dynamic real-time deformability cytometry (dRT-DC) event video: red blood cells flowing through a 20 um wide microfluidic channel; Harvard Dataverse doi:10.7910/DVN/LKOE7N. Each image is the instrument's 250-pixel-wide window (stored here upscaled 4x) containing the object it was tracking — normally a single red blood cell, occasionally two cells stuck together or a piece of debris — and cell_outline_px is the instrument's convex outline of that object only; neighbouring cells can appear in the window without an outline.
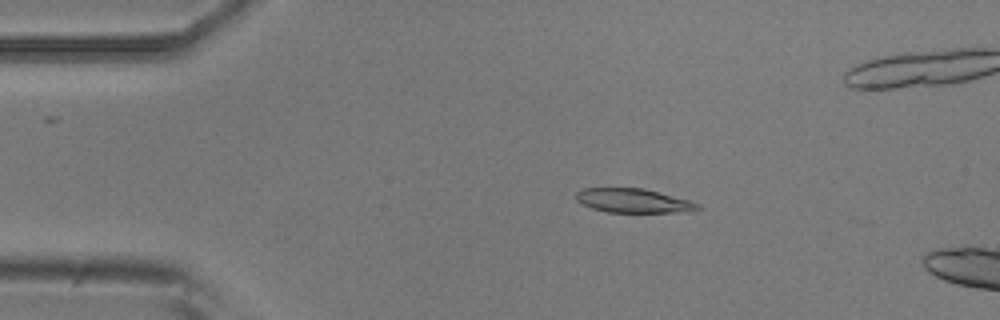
{"species": "common noctule bat (a hibernating species)", "species_latin": "Nyctalus noctula", "temperature_condition": "room temperature", "stored_images_in_passage": 3, "camera_frame_rate_fps": 3000, "um_per_image_px": 0.085, "animal": {"sex": "male", "body_mass_g": 20.5, "forearm_length_mm": 52.5}, "frame": {"image": 1, "passage_image": 2, "time_ms": 1.0, "image_size_px": [1000, 320], "cell_outline_px": [[700, 208], [692, 212], [608, 212], [592, 208], [576, 200], [576, 192], [584, 188], [644, 188], [688, 200], [700, 204]], "centroid_in_image_um": [53.85, 17.06], "position_along_channel_um": 31.1, "area_um2": 16.99}}